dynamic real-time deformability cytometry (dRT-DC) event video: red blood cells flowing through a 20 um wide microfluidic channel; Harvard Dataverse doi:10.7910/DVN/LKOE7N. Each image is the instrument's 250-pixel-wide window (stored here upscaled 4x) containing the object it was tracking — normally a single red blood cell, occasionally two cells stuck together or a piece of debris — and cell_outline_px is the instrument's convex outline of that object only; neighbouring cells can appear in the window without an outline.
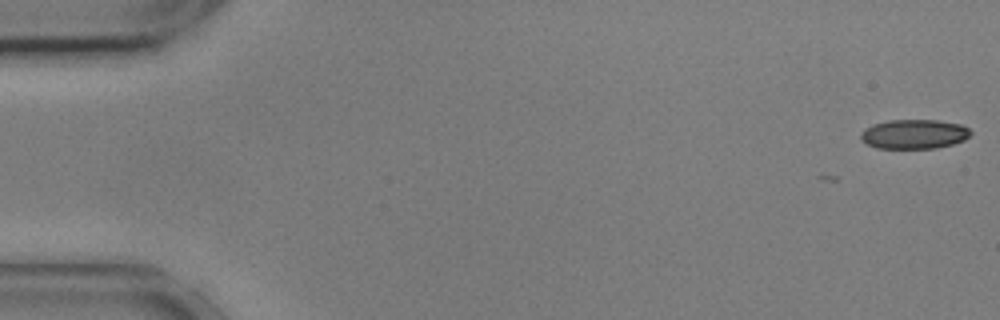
{"species": "common noctule bat (a hibernating species)", "species_latin": "Nyctalus noctula", "temperature_condition": "cold", "stored_images_in_passage": 3, "camera_frame_rate_fps": 3000, "um_per_image_px": 0.085, "animal": {"sex": "male", "body_mass_g": 17.9, "forearm_length_mm": 54.2}, "frame": {"image": 1, "passage_image": 1, "time_ms": 0.0, "image_size_px": [1000, 320], "cell_outline_px": [[972, 132], [964, 140], [952, 144], [936, 148], [876, 148], [860, 140], [860, 132], [872, 124], [888, 120], [936, 120], [960, 124], [968, 128]], "centroid_in_image_um": [77.67, 11.4], "position_along_channel_um": 7.3, "area_um2": 18.84}}